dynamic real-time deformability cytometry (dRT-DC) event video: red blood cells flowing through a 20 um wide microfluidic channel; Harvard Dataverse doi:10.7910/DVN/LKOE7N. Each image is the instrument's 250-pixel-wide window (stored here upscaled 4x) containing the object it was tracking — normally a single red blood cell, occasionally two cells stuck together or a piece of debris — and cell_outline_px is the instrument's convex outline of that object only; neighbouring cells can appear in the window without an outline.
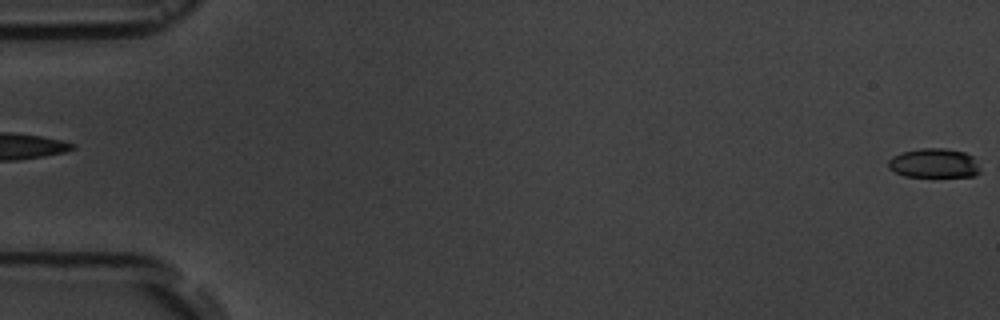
{"species": "common noctule bat (a hibernating species)", "species_latin": "Nyctalus noctula", "temperature_condition": "room temperature", "stored_images_in_passage": 5, "segment_of_instrument_passage": [2, 2], "camera_frame_rate_fps": 3000, "um_per_image_px": 0.085, "animal": {"sex": "male", "body_mass_g": 19.5, "forearm_length_mm": 54.6}, "frame": {"image": 1, "passage_image": 5, "time_ms": 4.667, "image_size_px": [1000, 320], "cell_outline_px": [[980, 172], [976, 176], [904, 176], [888, 168], [888, 160], [892, 156], [904, 152], [920, 148], [944, 148], [964, 152], [972, 156], [980, 168]], "centroid_in_image_um": [79.39, 13.87], "position_along_channel_um": 5.6, "area_um2": 15.61}}